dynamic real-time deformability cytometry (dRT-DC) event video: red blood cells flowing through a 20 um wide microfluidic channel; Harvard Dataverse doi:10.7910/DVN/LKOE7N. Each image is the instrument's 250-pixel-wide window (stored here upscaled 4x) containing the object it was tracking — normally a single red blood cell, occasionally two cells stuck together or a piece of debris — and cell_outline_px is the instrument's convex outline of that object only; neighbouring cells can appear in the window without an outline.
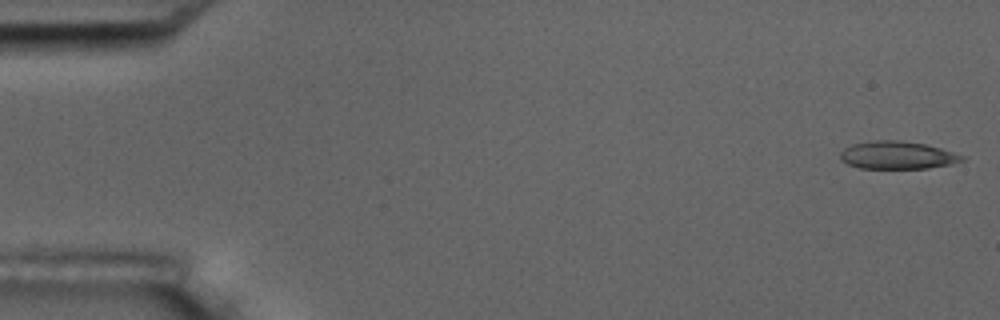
{"species": "common noctule bat (a hibernating species)", "species_latin": "Nyctalus noctula", "temperature_condition": "room temperature", "stored_images_in_passage": 8, "camera_frame_rate_fps": 3000, "um_per_image_px": 0.085, "animal": {"sex": "male", "body_mass_g": 17.5, "forearm_length_mm": 52.3}, "frame": {"image": 1, "passage_image": 1, "time_ms": 0.0, "image_size_px": [1000, 320], "cell_outline_px": [[964, 160], [948, 164], [928, 168], [860, 168], [848, 164], [840, 160], [840, 152], [844, 148], [852, 144], [876, 140], [900, 140], [924, 144], [940, 148], [964, 156]], "centroid_in_image_um": [76.22, 13.18], "position_along_channel_um": 8.8, "area_um2": 19.48}}